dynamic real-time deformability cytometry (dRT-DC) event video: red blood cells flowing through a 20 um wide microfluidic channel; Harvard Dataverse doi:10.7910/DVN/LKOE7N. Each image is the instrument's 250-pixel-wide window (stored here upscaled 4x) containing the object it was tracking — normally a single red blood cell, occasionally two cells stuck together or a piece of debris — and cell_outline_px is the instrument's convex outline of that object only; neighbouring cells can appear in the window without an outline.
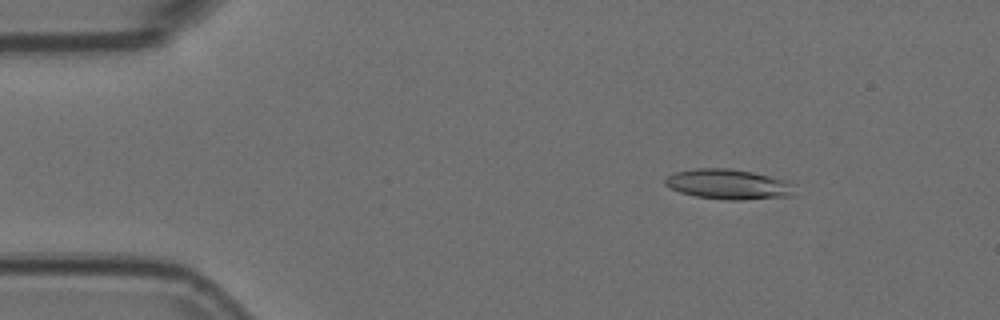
{"species": "Egyptian fruit bat (a non-hibernating species)", "species_latin": "Rousettus aegyptiacus", "temperature_condition": "room temperature", "stored_images_in_passage": 10, "camera_frame_rate_fps": 3000, "um_per_image_px": 0.085, "animal": {"sex": "female"}, "frame": {"image": 1, "passage_image": 4, "time_ms": 1.0, "image_size_px": [1000, 320], "cell_outline_px": [[792, 196], [744, 200], [728, 200], [696, 196], [680, 192], [664, 184], [664, 180], [668, 176], [676, 172], [696, 168], [728, 168], [752, 172], [784, 180], [788, 184]], "centroid_in_image_um": [61.83, 15.66], "position_along_channel_um": 23.2, "area_um2": 22.2}}